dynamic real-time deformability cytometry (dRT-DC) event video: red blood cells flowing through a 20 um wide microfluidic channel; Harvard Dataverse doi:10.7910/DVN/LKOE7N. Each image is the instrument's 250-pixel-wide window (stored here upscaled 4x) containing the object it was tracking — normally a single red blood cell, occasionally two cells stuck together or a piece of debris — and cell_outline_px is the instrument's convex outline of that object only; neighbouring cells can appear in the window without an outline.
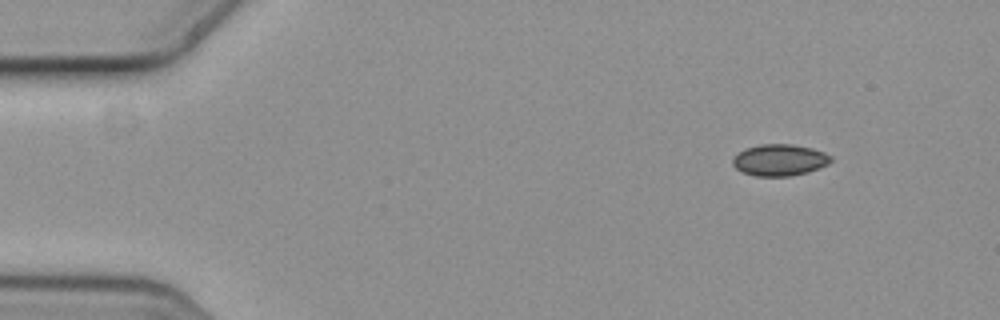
{"species": "common noctule bat (a hibernating species)", "species_latin": "Nyctalus noctula", "temperature_condition": "cold", "stored_images_in_passage": 2, "camera_frame_rate_fps": 3000, "um_per_image_px": 0.085, "animal": {"sex": "female", "body_mass_g": 19.3, "forearm_length_mm": 54.1}, "frame": {"image": 1, "passage_image": 2, "time_ms": 0.333, "image_size_px": [1000, 320], "cell_outline_px": [[832, 160], [828, 164], [820, 168], [808, 172], [788, 176], [756, 176], [744, 172], [736, 168], [732, 164], [732, 156], [744, 148], [760, 144], [792, 144], [812, 148], [824, 152], [832, 156]], "centroid_in_image_um": [66.26, 13.59], "position_along_channel_um": 18.7, "area_um2": 18.21}}